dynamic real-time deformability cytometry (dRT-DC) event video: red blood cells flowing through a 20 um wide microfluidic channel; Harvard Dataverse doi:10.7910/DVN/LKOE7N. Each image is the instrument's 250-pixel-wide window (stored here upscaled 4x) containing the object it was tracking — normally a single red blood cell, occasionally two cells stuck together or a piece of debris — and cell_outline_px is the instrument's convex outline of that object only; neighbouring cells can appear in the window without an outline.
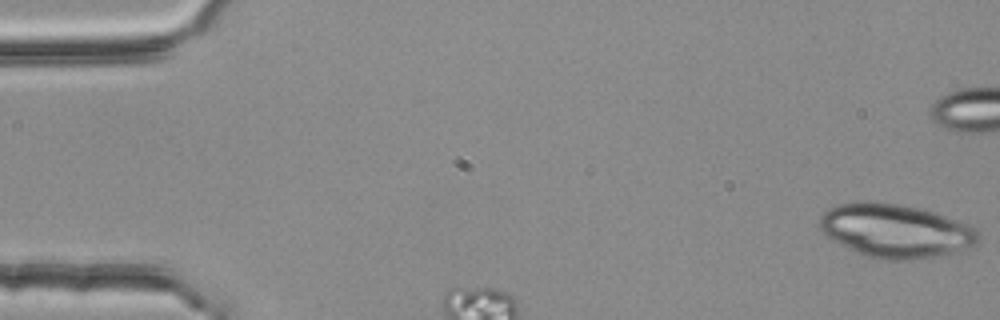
{"species": "common noctule bat (a hibernating species)", "species_latin": "Nyctalus noctula", "temperature_condition": "room temperature", "stored_images_in_passage": 7, "segment_of_instrument_passage": [1, 2], "camera_frame_rate_fps": 3000, "um_per_image_px": 0.085, "animal": {"sex": "female", "body_mass_g": 25.1}, "frame": {"image": 1, "passage_image": 1, "time_ms": 0.0, "image_size_px": [1000, 320], "cell_outline_px": [[980, 240], [976, 244], [952, 252], [936, 256], [904, 260], [884, 260], [868, 256], [828, 236], [820, 228], [820, 216], [828, 208], [840, 204], [864, 200], [876, 200], [920, 208], [936, 212], [968, 224], [976, 228], [980, 236]], "centroid_in_image_um": [76.16, 19.58], "position_along_channel_um": 8.8, "area_um2": 49.13}}